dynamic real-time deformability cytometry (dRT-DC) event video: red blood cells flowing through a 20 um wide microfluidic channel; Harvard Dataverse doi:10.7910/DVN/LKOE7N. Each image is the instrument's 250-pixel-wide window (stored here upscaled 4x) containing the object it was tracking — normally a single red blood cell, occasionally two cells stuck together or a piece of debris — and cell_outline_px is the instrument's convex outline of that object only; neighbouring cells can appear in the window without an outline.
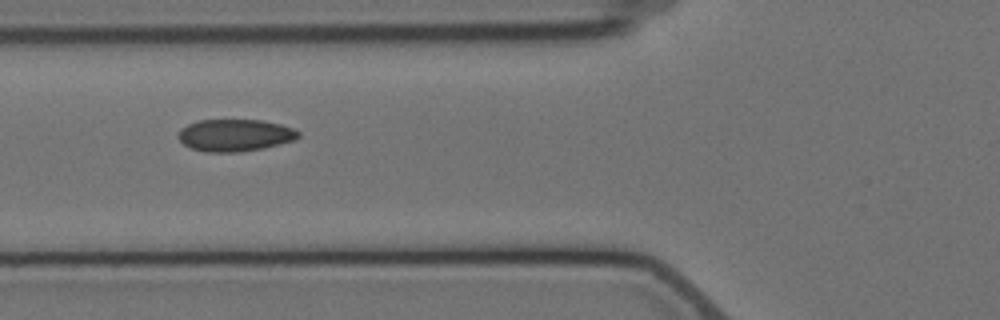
{"species": "Egyptian fruit bat (a non-hibernating species)", "species_latin": "Rousettus aegyptiacus", "temperature_condition": "cold", "stored_images_in_passage": 4, "camera_frame_rate_fps": 3000, "um_per_image_px": 0.085, "animal": {"sex": "female"}, "frame": {"image": 1, "passage_image": 2, "time_ms": 1.0, "image_size_px": [1000, 320], "cell_outline_px": [[300, 136], [292, 140], [280, 144], [264, 148], [240, 152], [204, 152], [192, 148], [184, 144], [176, 136], [180, 128], [188, 124], [200, 120], [260, 120], [280, 124], [292, 128], [300, 132]], "centroid_in_image_um": [19.94, 11.5], "position_along_channel_um": 105.9, "area_um2": 22.48}}
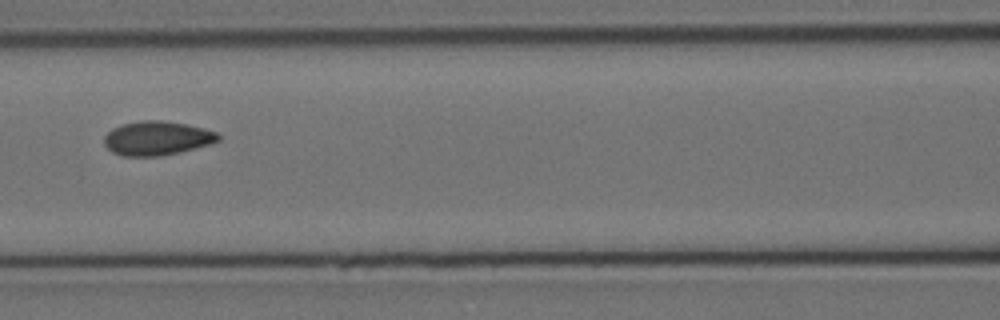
{"frame": {"image": 2, "passage_image": 3, "time_ms": 2.333, "image_size_px": [1000, 320], "cell_outline_px": [[220, 140], [208, 144], [180, 152], [160, 156], [120, 156], [112, 152], [104, 144], [104, 136], [112, 128], [124, 124], [144, 120], [160, 120], [184, 124], [204, 128], [216, 132], [220, 136]], "centroid_in_image_um": [13.32, 11.75], "position_along_channel_um": 153.3, "area_um2": 22.48}}
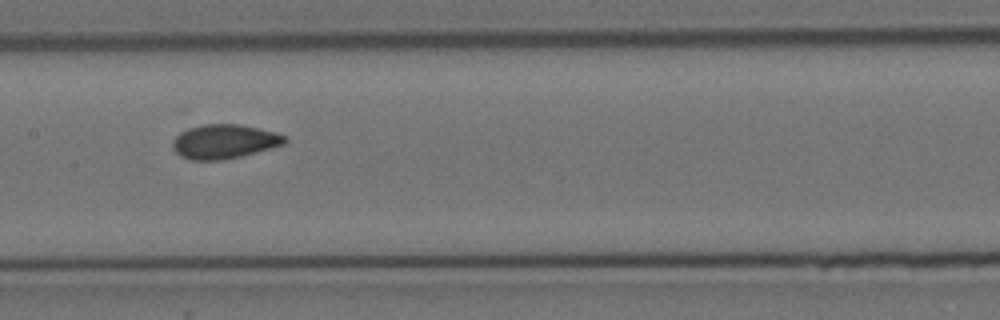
{"frame": {"image": 3, "passage_image": 4, "time_ms": 3.333, "image_size_px": [1000, 320], "cell_outline_px": [[288, 140], [284, 144], [240, 156], [220, 160], [192, 160], [180, 156], [172, 148], [172, 140], [180, 132], [188, 128], [204, 124], [240, 124], [276, 132], [284, 136]], "centroid_in_image_um": [19.03, 12.02], "position_along_channel_um": 188.4, "area_um2": 22.25}}